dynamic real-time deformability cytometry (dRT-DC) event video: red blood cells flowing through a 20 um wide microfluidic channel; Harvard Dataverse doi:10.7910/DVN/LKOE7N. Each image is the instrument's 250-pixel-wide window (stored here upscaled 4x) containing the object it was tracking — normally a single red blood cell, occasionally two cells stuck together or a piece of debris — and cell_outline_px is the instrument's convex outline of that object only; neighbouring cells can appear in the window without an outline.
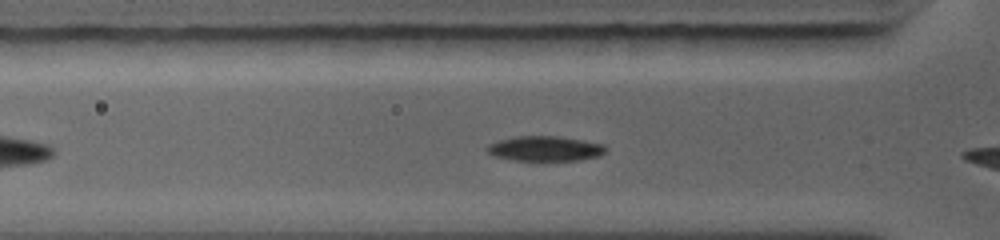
{"species": "common noctule bat (a hibernating species)", "species_latin": "Nyctalus noctula", "temperature_condition": "warm", "stored_images_in_passage": 34, "camera_frame_rate_fps": 5000, "um_per_image_px": 0.085, "animal": {"sex": "female", "body_mass_g": 19.0, "forearm_length_mm": 56.7}, "frame": {"image": 1, "passage_image": 6, "time_ms": 1.0, "image_size_px": [1000, 240], "cell_outline_px": [[604, 152], [600, 156], [580, 160], [512, 160], [496, 156], [488, 152], [484, 148], [488, 144], [496, 140], [512, 136], [560, 136], [604, 144]], "centroid_in_image_um": [46.28, 12.62], "position_along_channel_um": 79.5, "area_um2": 17.34}}
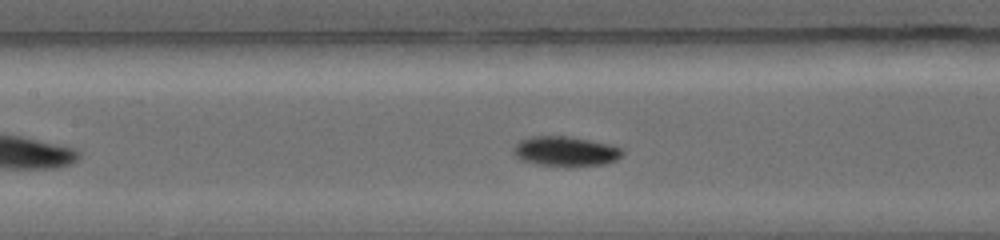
{"frame": {"image": 2, "passage_image": 12, "time_ms": 2.2, "image_size_px": [1000, 240], "cell_outline_px": [[624, 152], [616, 160], [604, 164], [536, 164], [520, 160], [512, 152], [512, 148], [520, 140], [528, 136], [568, 136], [608, 144], [624, 148]], "centroid_in_image_um": [48.03, 12.82], "position_along_channel_um": 159.4, "area_um2": 18.44}}
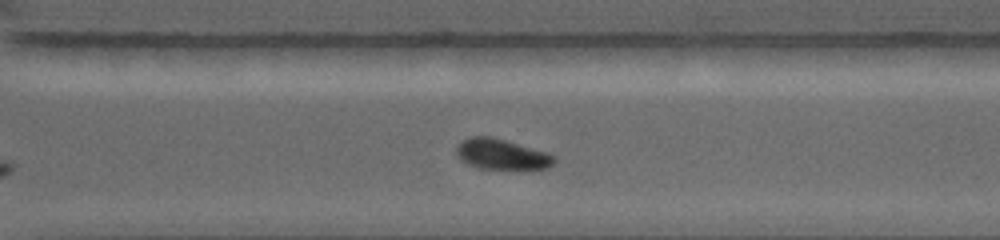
{"frame": {"image": 3, "passage_image": 26, "time_ms": 5.0, "image_size_px": [1000, 240], "cell_outline_px": [[556, 160], [548, 168], [480, 168], [468, 164], [460, 160], [456, 156], [456, 148], [468, 136], [492, 136], [548, 152], [556, 156]], "centroid_in_image_um": [42.64, 13.09], "position_along_channel_um": 328.0, "area_um2": 17.28}}